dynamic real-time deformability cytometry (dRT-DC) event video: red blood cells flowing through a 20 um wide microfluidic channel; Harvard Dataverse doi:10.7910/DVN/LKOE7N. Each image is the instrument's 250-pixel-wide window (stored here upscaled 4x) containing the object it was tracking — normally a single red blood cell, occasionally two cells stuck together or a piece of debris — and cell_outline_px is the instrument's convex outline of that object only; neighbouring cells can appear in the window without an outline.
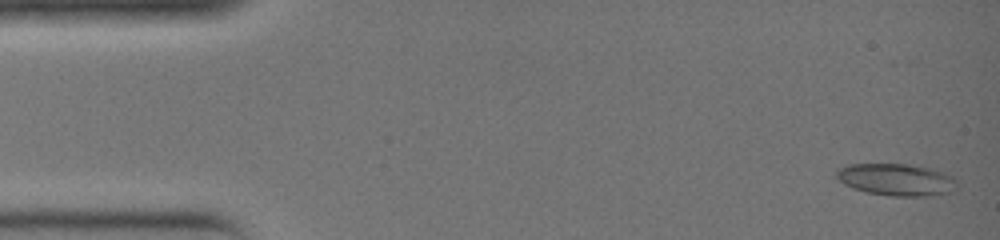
{"species": "common noctule bat (a hibernating species)", "species_latin": "Nyctalus noctula", "temperature_condition": "warm", "stored_images_in_passage": 36, "camera_frame_rate_fps": 3000, "um_per_image_px": 0.085, "animal": {"sex": "female", "body_mass_g": 19.0, "forearm_length_mm": 51.5}, "frame": {"image": 1, "passage_image": 1, "time_ms": 0.0, "image_size_px": [1000, 240], "cell_outline_px": [[956, 188], [952, 192], [928, 196], [892, 196], [868, 192], [852, 188], [844, 184], [836, 176], [836, 168], [848, 164], [908, 164], [928, 168], [944, 172], [952, 176], [956, 180]], "centroid_in_image_um": [76.18, 15.27], "position_along_channel_um": 8.8, "area_um2": 22.54}}
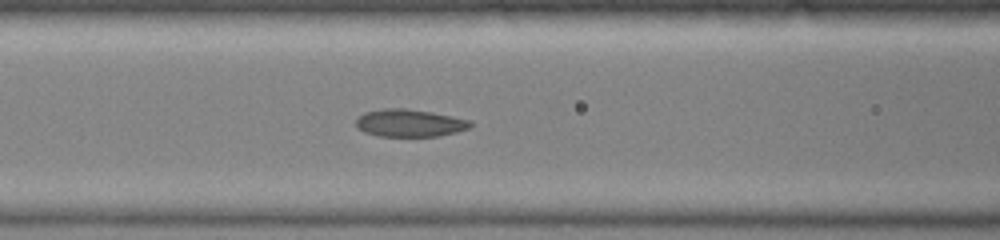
{"frame": {"image": 2, "passage_image": 15, "time_ms": 4.667, "image_size_px": [1000, 240], "cell_outline_px": [[472, 124], [468, 128], [456, 132], [440, 136], [380, 136], [364, 132], [356, 128], [356, 120], [364, 112], [384, 108], [404, 108], [432, 112], [472, 120]], "centroid_in_image_um": [34.81, 10.45], "position_along_channel_um": 131.8, "area_um2": 18.38}}
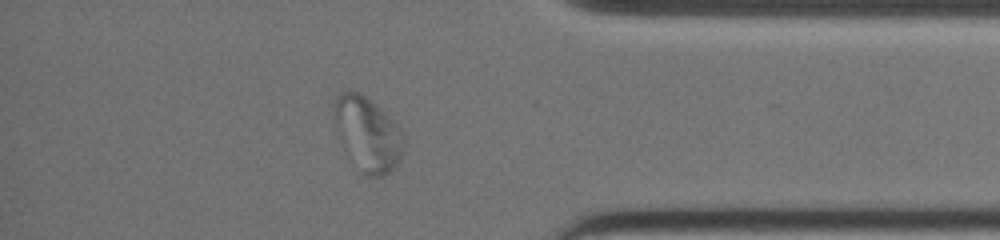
{"frame": {"image": 3, "passage_image": 31, "time_ms": 10.0, "image_size_px": [1000, 240], "cell_outline_px": [[404, 152], [396, 168], [384, 176], [364, 176], [340, 144], [332, 120], [332, 104], [336, 96], [344, 88], [352, 88], [360, 92], [396, 120], [404, 132]], "centroid_in_image_um": [31.23, 11.34], "position_along_channel_um": 404.0, "area_um2": 31.62}}